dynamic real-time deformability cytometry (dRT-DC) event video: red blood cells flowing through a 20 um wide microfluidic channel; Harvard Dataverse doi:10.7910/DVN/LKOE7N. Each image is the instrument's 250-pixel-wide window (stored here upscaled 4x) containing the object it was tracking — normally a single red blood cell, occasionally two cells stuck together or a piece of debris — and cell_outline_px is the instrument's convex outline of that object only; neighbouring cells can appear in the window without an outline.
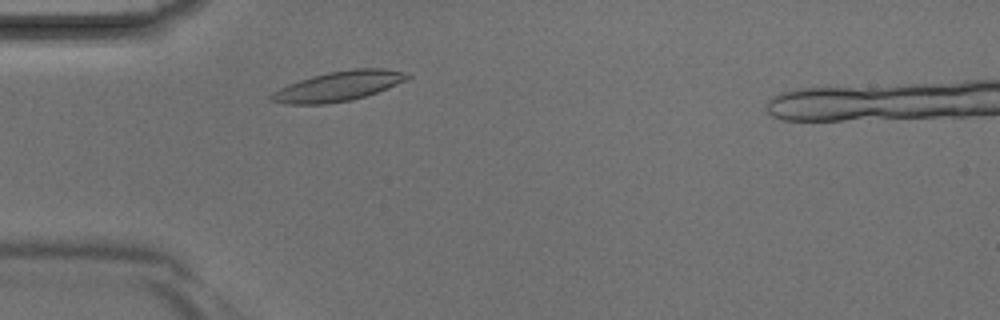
{"species": "Egyptian fruit bat (a non-hibernating species)", "species_latin": "Rousettus aegyptiacus", "temperature_condition": "room temperature", "stored_images_in_passage": 3, "camera_frame_rate_fps": 3000, "um_per_image_px": 0.085, "animal": {"sex": "male"}, "frame": {"image": 1, "passage_image": 2, "time_ms": 0.333, "image_size_px": [1000, 320], "cell_outline_px": [[412, 76], [396, 84], [376, 92], [352, 100], [324, 104], [284, 104], [268, 100], [268, 96], [272, 92], [288, 84], [312, 76], [328, 72], [352, 68], [384, 68], [408, 72]], "centroid_in_image_um": [28.73, 7.32], "position_along_channel_um": 56.3, "area_um2": 23.64}}